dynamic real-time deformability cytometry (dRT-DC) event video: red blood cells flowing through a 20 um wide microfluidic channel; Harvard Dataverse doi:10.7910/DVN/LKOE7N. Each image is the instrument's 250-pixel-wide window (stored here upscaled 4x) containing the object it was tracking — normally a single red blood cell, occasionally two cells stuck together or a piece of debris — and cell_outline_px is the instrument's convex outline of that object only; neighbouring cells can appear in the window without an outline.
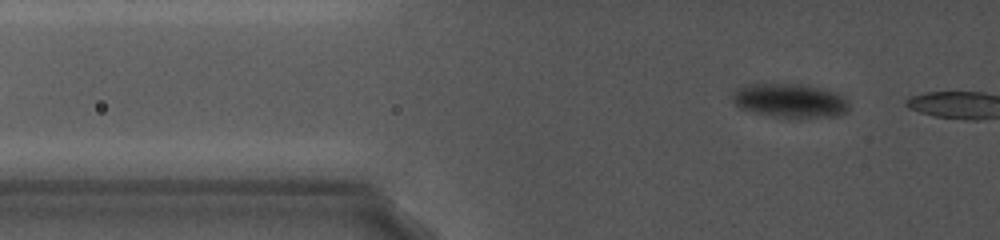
{"species": "common noctule bat (a hibernating species)", "species_latin": "Nyctalus noctula", "temperature_condition": "cold", "stored_images_in_passage": 39, "segment_of_instrument_passage": [1, 2], "camera_frame_rate_fps": 5000, "um_per_image_px": 0.085, "animal": {"sex": "female", "body_mass_g": 19.0, "forearm_length_mm": 56.7}, "frame": {"image": 1, "passage_image": 6, "time_ms": 1.4, "image_size_px": [1000, 240], "cell_outline_px": [[848, 112], [836, 116], [776, 116], [756, 112], [740, 108], [732, 100], [732, 96], [736, 88], [744, 84], [804, 84], [824, 88], [836, 92], [844, 96], [848, 100]], "centroid_in_image_um": [67.17, 8.51], "position_along_channel_um": 58.6, "area_um2": 22.83}}
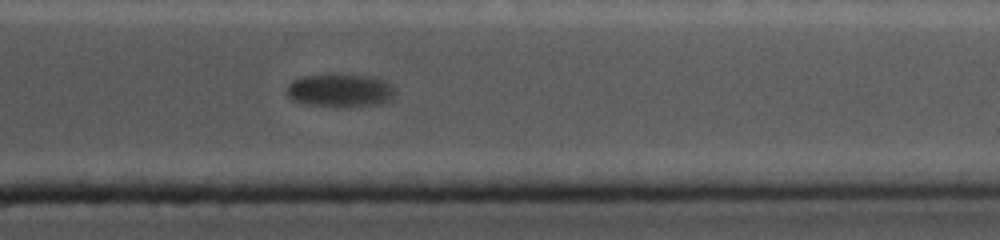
{"frame": {"image": 2, "passage_image": 32, "time_ms": 11.6, "image_size_px": [1000, 240], "cell_outline_px": [[396, 96], [388, 100], [376, 104], [308, 104], [296, 100], [288, 96], [288, 84], [292, 80], [304, 76], [324, 72], [368, 76], [384, 80], [392, 84], [396, 92]], "centroid_in_image_um": [28.92, 7.6], "position_along_channel_um": 382.5, "area_um2": 20.46}}
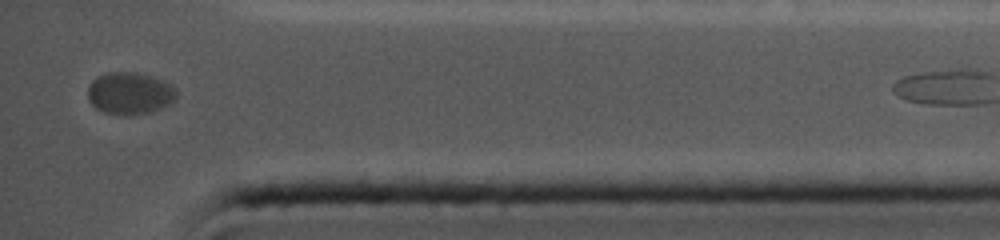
{"frame": {"image": 3, "passage_image": 37, "time_ms": 12.8, "image_size_px": [1000, 240], "cell_outline_px": [[176, 96], [168, 104], [160, 108], [148, 112], [104, 112], [96, 108], [88, 100], [88, 88], [92, 80], [96, 76], [108, 72], [136, 72], [152, 76], [172, 84], [176, 88]], "centroid_in_image_um": [11.02, 7.86], "position_along_channel_um": 424.2, "area_um2": 21.15}}